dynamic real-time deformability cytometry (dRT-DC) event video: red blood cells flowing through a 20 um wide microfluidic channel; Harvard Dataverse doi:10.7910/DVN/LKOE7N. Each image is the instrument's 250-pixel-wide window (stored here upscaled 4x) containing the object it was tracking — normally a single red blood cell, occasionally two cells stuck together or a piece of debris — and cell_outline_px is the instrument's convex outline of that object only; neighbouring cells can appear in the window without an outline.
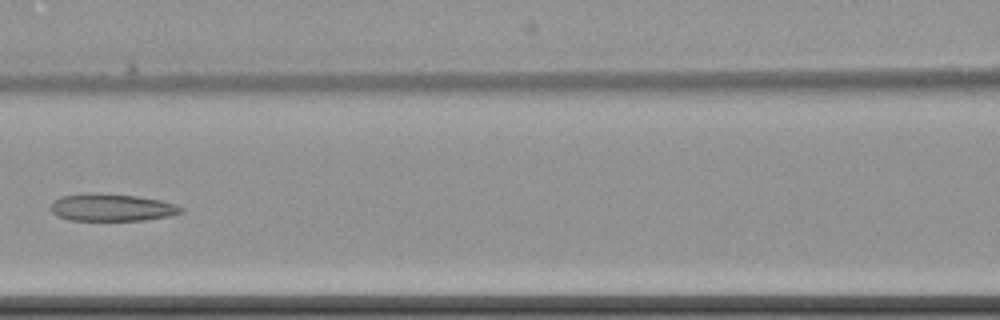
{"species": "common noctule bat (a hibernating species)", "species_latin": "Nyctalus noctula", "temperature_condition": "cold", "stored_images_in_passage": 8, "camera_frame_rate_fps": 3000, "um_per_image_px": 0.085, "animal": {"sex": "female", "body_mass_g": 22.7, "forearm_length_mm": 54.2}, "frame": {"image": 1, "passage_image": 8, "time_ms": 8.333, "image_size_px": [1000, 320], "cell_outline_px": [[184, 212], [168, 216], [144, 220], [72, 220], [56, 216], [48, 208], [52, 200], [60, 196], [136, 196], [160, 200], [176, 204], [184, 208]], "centroid_in_image_um": [9.52, 17.68], "position_along_channel_um": 157.1, "area_um2": 19.88}}